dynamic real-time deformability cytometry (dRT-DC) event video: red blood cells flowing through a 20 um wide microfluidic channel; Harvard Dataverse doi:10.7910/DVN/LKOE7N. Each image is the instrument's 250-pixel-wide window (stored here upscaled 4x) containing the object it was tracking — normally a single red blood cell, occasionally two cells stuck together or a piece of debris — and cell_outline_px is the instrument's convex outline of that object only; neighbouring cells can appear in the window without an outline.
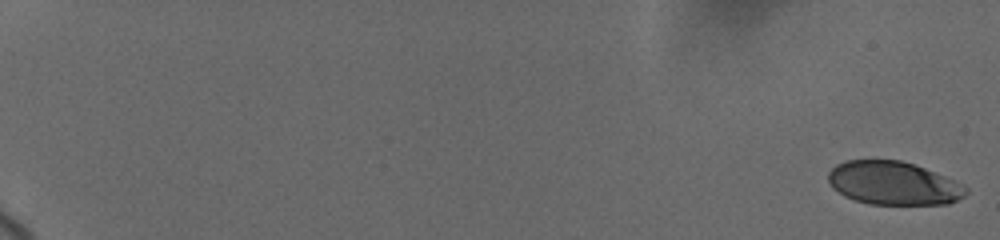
{"species": "human", "species_latin": "Homo sapiens", "temperature_condition": "cold", "stored_images_in_passage": 14, "camera_frame_rate_fps": 3000, "um_per_image_px": 0.085, "donor": {"sex": "female"}, "frame": {"image": 1, "passage_image": 1, "time_ms": 0.0, "image_size_px": [1000, 240], "cell_outline_px": [[968, 192], [964, 196], [948, 204], [868, 204], [844, 196], [832, 188], [828, 180], [828, 172], [836, 164], [844, 160], [900, 160], [916, 164], [944, 176], [968, 188]], "centroid_in_image_um": [75.9, 15.57], "position_along_channel_um": 9.1, "area_um2": 34.8}}
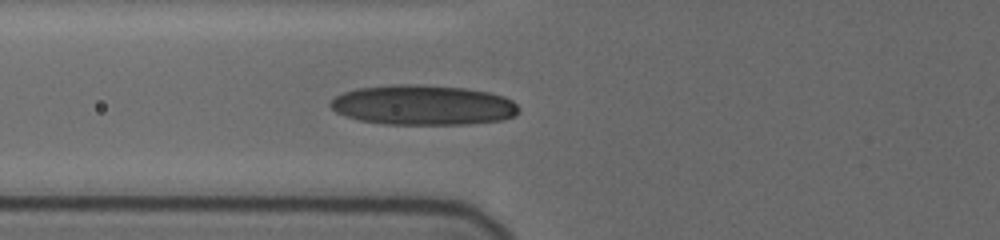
{"frame": {"image": 2, "passage_image": 12, "time_ms": 8.333, "image_size_px": [1000, 240], "cell_outline_px": [[520, 112], [516, 116], [504, 120], [468, 124], [384, 124], [360, 120], [344, 116], [336, 112], [328, 104], [336, 96], [344, 92], [356, 88], [400, 84], [408, 84], [464, 88], [488, 92], [504, 96], [512, 100], [520, 108]], "centroid_in_image_um": [35.99, 8.94], "position_along_channel_um": 89.8, "area_um2": 43.99}}
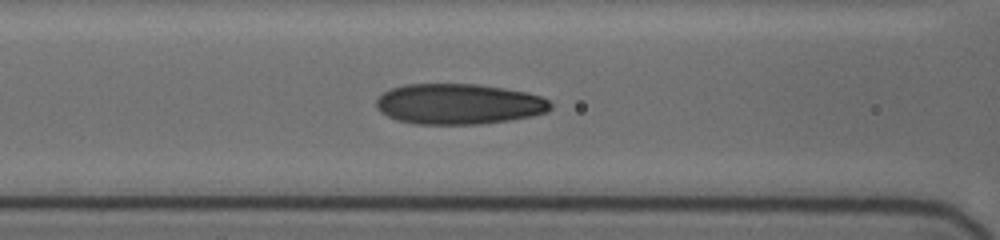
{"frame": {"image": 3, "passage_image": 14, "time_ms": 9.333, "image_size_px": [1000, 240], "cell_outline_px": [[552, 108], [548, 112], [532, 116], [508, 120], [480, 124], [416, 124], [396, 120], [380, 112], [376, 108], [376, 100], [384, 92], [392, 88], [404, 84], [476, 84], [504, 88], [528, 92], [540, 96], [548, 100], [552, 104]], "centroid_in_image_um": [39.0, 8.84], "position_along_channel_um": 127.6, "area_um2": 41.38}}